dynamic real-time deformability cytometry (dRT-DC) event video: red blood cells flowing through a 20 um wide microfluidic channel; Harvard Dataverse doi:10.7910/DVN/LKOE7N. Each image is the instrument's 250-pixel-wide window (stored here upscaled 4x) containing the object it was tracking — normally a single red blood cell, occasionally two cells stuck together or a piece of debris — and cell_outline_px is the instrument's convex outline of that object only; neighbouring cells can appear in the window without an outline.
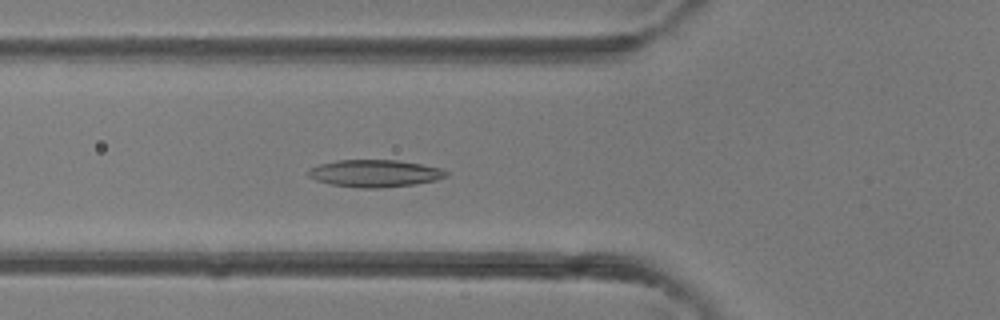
{"species": "common noctule bat (a hibernating species)", "species_latin": "Nyctalus noctula", "temperature_condition": "room temperature", "stored_images_in_passage": 41, "camera_frame_rate_fps": 3000, "um_per_image_px": 0.085, "animal": {"sex": "female"}, "frame": {"image": 1, "passage_image": 14, "time_ms": 4.333, "image_size_px": [1000, 320], "cell_outline_px": [[448, 176], [436, 180], [416, 184], [380, 188], [360, 188], [332, 184], [316, 180], [308, 176], [308, 172], [312, 168], [320, 164], [336, 160], [396, 160], [420, 164], [440, 168], [448, 172]], "centroid_in_image_um": [31.88, 14.74], "position_along_channel_um": 93.9, "area_um2": 21.73}}
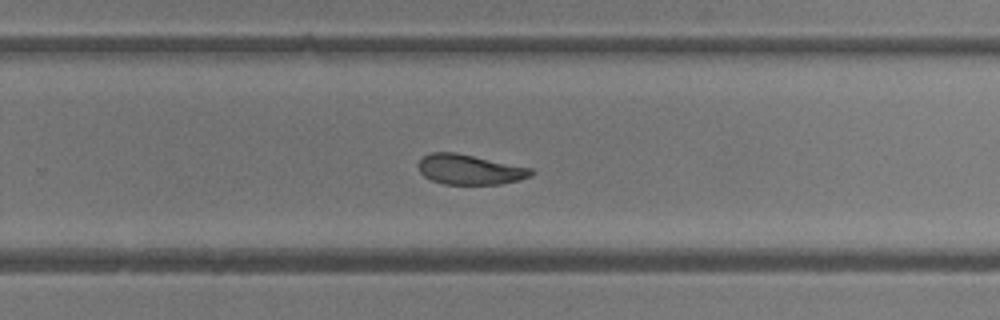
{"frame": {"image": 2, "passage_image": 26, "time_ms": 8.333, "image_size_px": [1000, 320], "cell_outline_px": [[536, 172], [532, 176], [520, 180], [500, 184], [444, 184], [432, 180], [424, 176], [420, 172], [416, 164], [424, 156], [432, 152], [456, 152], [532, 168]], "centroid_in_image_um": [39.94, 14.41], "position_along_channel_um": 289.9, "area_um2": 19.88}}
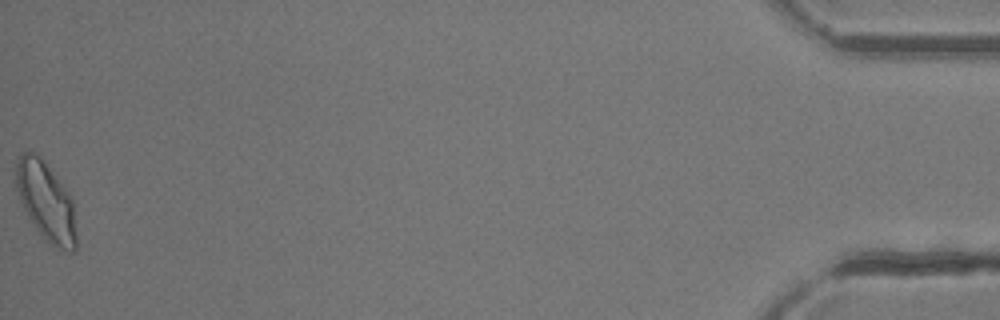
{"frame": {"image": 3, "passage_image": 41, "time_ms": 13.333, "image_size_px": [1000, 320], "cell_outline_px": [[76, 252], [72, 252], [60, 248], [52, 244], [36, 228], [28, 216], [20, 200], [16, 188], [16, 156], [20, 152], [32, 152], [40, 156], [44, 160], [64, 188], [72, 200], [76, 236]], "centroid_in_image_um": [3.88, 17.07], "position_along_channel_um": 431.3, "area_um2": 27.17}}